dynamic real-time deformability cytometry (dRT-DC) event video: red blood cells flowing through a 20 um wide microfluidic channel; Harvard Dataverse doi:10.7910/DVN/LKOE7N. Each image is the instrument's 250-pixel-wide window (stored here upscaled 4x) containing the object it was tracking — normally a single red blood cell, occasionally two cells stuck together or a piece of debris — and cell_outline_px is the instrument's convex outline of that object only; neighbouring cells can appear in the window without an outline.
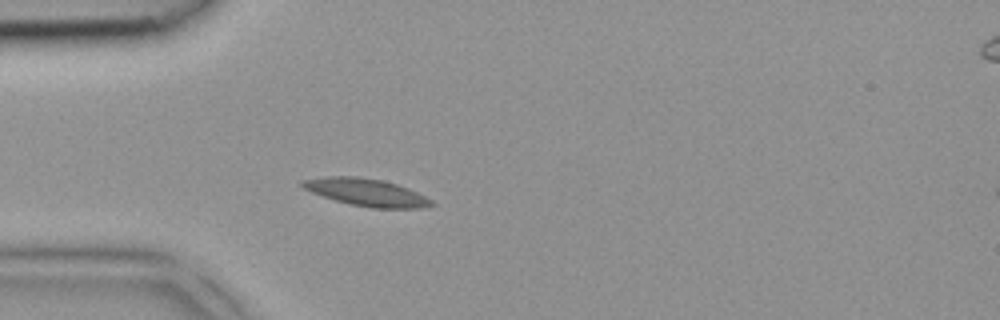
{"species": "common noctule bat (a hibernating species)", "species_latin": "Nyctalus noctula", "temperature_condition": "room temperature", "stored_images_in_passage": 4, "camera_frame_rate_fps": 3000, "um_per_image_px": 0.085, "animal": {"sex": "female", "body_mass_g": 18.4}, "frame": {"image": 1, "passage_image": 4, "time_ms": 1.0, "image_size_px": [1000, 320], "cell_outline_px": [[436, 204], [420, 208], [372, 208], [348, 204], [312, 192], [304, 188], [300, 184], [300, 180], [324, 176], [356, 176], [380, 180], [396, 184], [408, 188], [432, 200]], "centroid_in_image_um": [31.12, 16.34], "position_along_channel_um": 53.9, "area_um2": 20.46}}